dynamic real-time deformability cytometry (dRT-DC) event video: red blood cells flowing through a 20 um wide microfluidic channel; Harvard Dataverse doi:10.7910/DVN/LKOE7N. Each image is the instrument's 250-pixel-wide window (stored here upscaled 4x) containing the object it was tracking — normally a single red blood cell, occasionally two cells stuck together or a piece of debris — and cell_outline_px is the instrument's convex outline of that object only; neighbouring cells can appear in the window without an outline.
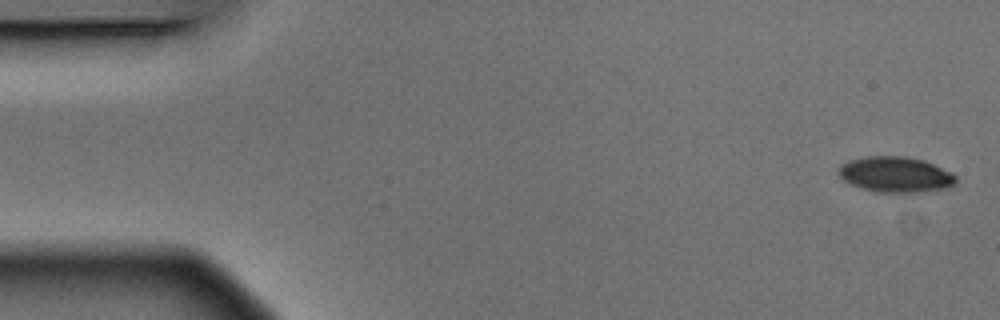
{"species": "Egyptian fruit bat (a non-hibernating species)", "species_latin": "Rousettus aegyptiacus", "temperature_condition": "warm", "stored_images_in_passage": 5, "camera_frame_rate_fps": 3000, "um_per_image_px": 0.085, "animal": {"sex": "male"}, "frame": {"image": 1, "passage_image": 1, "time_ms": 0.0, "image_size_px": [1000, 320], "cell_outline_px": [[956, 184], [948, 188], [916, 192], [880, 192], [860, 188], [848, 184], [840, 176], [840, 164], [848, 160], [864, 156], [908, 156], [924, 160], [952, 172], [956, 176]], "centroid_in_image_um": [76.13, 14.82], "position_along_channel_um": 8.9, "area_um2": 24.51}}
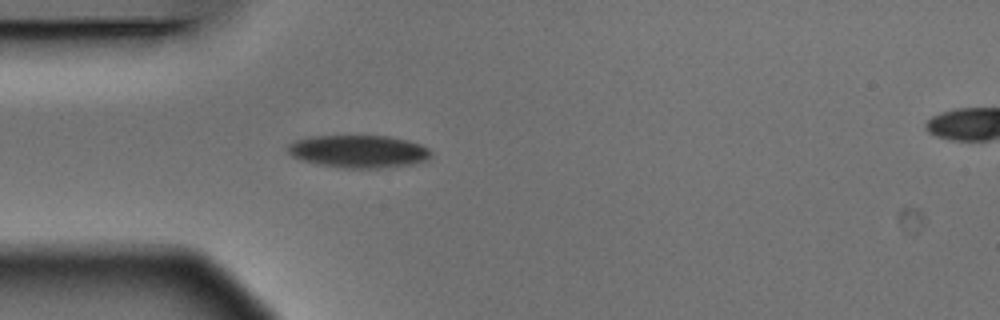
{"frame": {"image": 2, "passage_image": 4, "time_ms": 1.0, "image_size_px": [1000, 320], "cell_outline_px": [[432, 156], [428, 160], [412, 164], [380, 168], [344, 168], [316, 164], [300, 160], [292, 156], [288, 152], [288, 144], [296, 140], [312, 136], [388, 136], [408, 140], [420, 144], [428, 148], [432, 152]], "centroid_in_image_um": [30.49, 12.87], "position_along_channel_um": 54.5, "area_um2": 27.4}}